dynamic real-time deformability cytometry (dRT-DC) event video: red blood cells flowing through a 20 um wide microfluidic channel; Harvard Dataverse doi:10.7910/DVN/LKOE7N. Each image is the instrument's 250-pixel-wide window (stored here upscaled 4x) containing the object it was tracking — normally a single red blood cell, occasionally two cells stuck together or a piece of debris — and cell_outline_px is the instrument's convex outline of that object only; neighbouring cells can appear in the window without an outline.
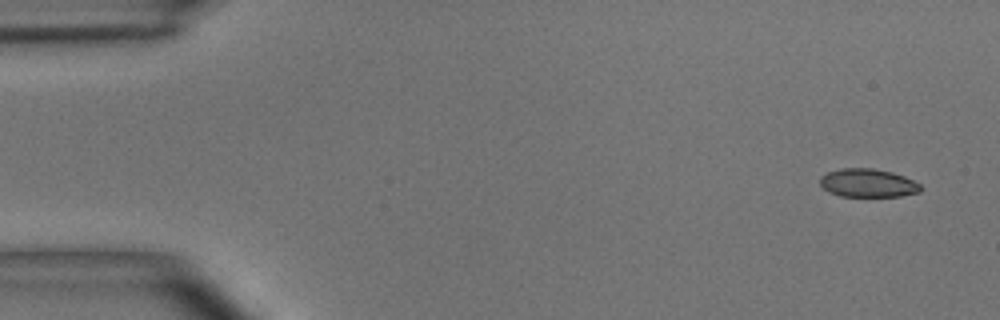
{"species": "common noctule bat (a hibernating species)", "species_latin": "Nyctalus noctula", "temperature_condition": "room temperature", "stored_images_in_passage": 5, "camera_frame_rate_fps": 3000, "um_per_image_px": 0.085, "animal": {"sex": "male", "body_mass_g": 15.6}, "frame": {"image": 1, "passage_image": 1, "time_ms": 0.0, "image_size_px": [1000, 320], "cell_outline_px": [[924, 188], [920, 192], [900, 196], [840, 196], [824, 188], [820, 184], [820, 176], [828, 172], [840, 168], [872, 168], [892, 172], [904, 176], [920, 184]], "centroid_in_image_um": [73.8, 15.55], "position_along_channel_um": 11.2, "area_um2": 16.59}}
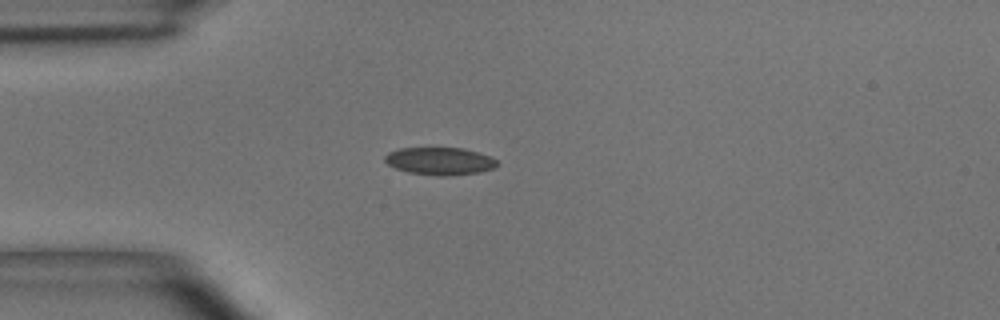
{"frame": {"image": 2, "passage_image": 4, "time_ms": 3.667, "image_size_px": [1000, 320], "cell_outline_px": [[500, 164], [496, 168], [480, 172], [444, 176], [440, 176], [408, 172], [396, 168], [388, 164], [384, 160], [384, 156], [388, 152], [400, 148], [428, 144], [464, 148], [492, 156]], "centroid_in_image_um": [37.39, 13.63], "position_along_channel_um": 47.6, "area_um2": 19.07}}